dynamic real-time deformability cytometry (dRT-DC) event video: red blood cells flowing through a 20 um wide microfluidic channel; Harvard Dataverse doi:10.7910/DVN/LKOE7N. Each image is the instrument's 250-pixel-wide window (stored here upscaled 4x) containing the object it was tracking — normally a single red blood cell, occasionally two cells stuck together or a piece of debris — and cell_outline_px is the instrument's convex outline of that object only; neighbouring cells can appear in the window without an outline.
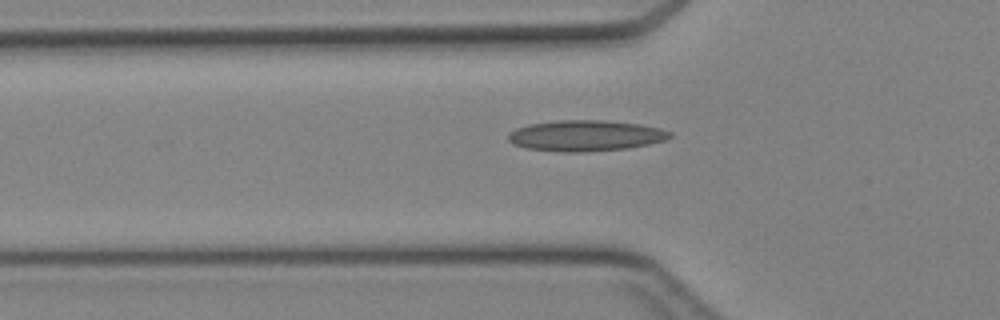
{"species": "Egyptian fruit bat (a non-hibernating species)", "species_latin": "Rousettus aegyptiacus", "temperature_condition": "cold", "stored_images_in_passage": 37, "camera_frame_rate_fps": 3000, "um_per_image_px": 0.085, "animal": {"sex": "female"}, "frame": {"image": 1, "passage_image": 12, "time_ms": 3.667, "image_size_px": [1000, 320], "cell_outline_px": [[672, 136], [664, 140], [648, 144], [628, 148], [584, 152], [564, 152], [524, 148], [512, 144], [508, 140], [508, 136], [516, 128], [528, 124], [556, 120], [604, 120], [636, 124], [660, 128], [672, 132]], "centroid_in_image_um": [49.74, 11.53], "position_along_channel_um": 76.1, "area_um2": 29.07}}
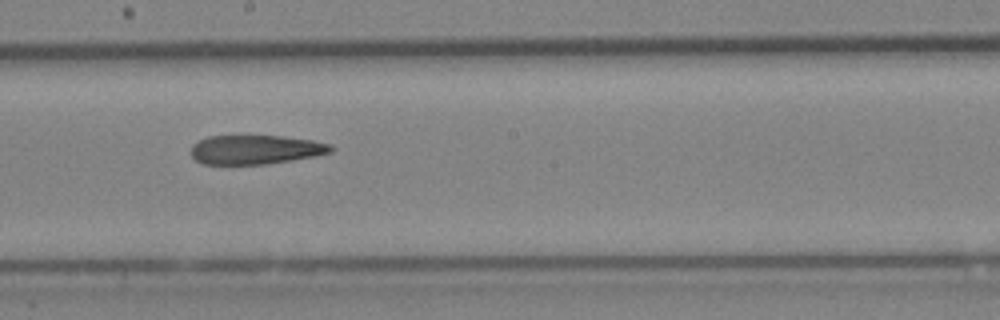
{"frame": {"image": 2, "passage_image": 22, "time_ms": 7.0, "image_size_px": [1000, 320], "cell_outline_px": [[336, 148], [332, 152], [316, 156], [264, 164], [204, 164], [196, 160], [192, 156], [192, 144], [208, 136], [284, 136], [312, 140], [332, 144]], "centroid_in_image_um": [21.77, 12.71], "position_along_channel_um": 226.4, "area_um2": 23.76}}
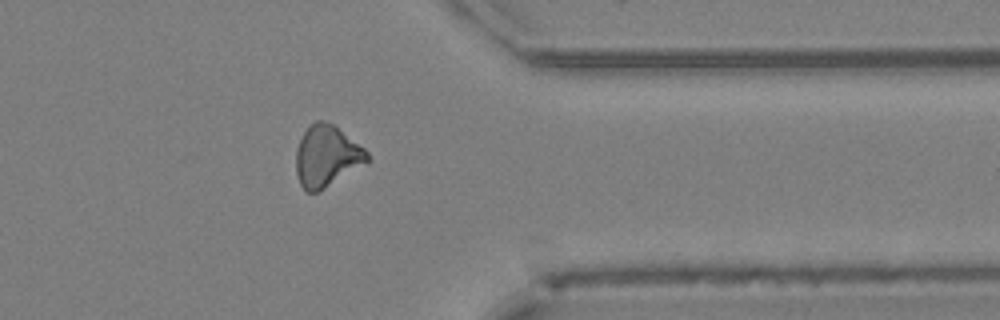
{"frame": {"image": 3, "passage_image": 33, "time_ms": 10.667, "image_size_px": [1000, 320], "cell_outline_px": [[368, 160], [324, 188], [316, 192], [308, 192], [300, 184], [296, 172], [296, 148], [304, 132], [316, 120], [324, 120], [332, 124], [364, 148], [368, 152]], "centroid_in_image_um": [27.72, 13.26], "position_along_channel_um": 383.7, "area_um2": 24.62}}